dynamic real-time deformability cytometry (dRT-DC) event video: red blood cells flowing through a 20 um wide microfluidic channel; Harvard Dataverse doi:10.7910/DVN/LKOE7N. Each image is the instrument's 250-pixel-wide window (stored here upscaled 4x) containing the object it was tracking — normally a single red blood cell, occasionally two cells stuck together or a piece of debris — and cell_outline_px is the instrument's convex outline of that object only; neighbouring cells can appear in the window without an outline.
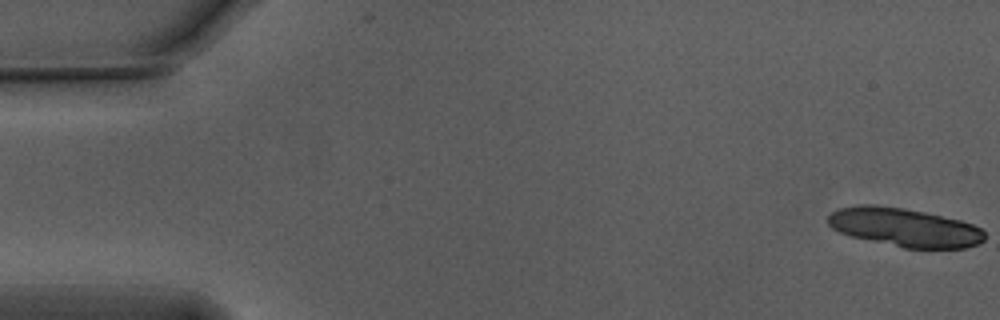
{"species": "Egyptian fruit bat (a non-hibernating species)", "species_latin": "Rousettus aegyptiacus", "temperature_condition": "warm", "stored_images_in_passage": 16, "camera_frame_rate_fps": 3000, "um_per_image_px": 0.085, "animal": {"sex": "male"}, "frame": {"image": 1, "passage_image": 1, "time_ms": 0.0, "image_size_px": [1000, 320], "cell_outline_px": [[984, 240], [976, 244], [964, 248], [904, 248], [852, 236], [840, 232], [832, 228], [828, 224], [828, 216], [832, 212], [840, 208], [860, 204], [876, 204], [904, 208], [924, 212], [960, 220], [972, 224], [980, 228], [984, 232]], "centroid_in_image_um": [76.87, 19.31], "position_along_channel_um": 8.1, "area_um2": 35.03}}